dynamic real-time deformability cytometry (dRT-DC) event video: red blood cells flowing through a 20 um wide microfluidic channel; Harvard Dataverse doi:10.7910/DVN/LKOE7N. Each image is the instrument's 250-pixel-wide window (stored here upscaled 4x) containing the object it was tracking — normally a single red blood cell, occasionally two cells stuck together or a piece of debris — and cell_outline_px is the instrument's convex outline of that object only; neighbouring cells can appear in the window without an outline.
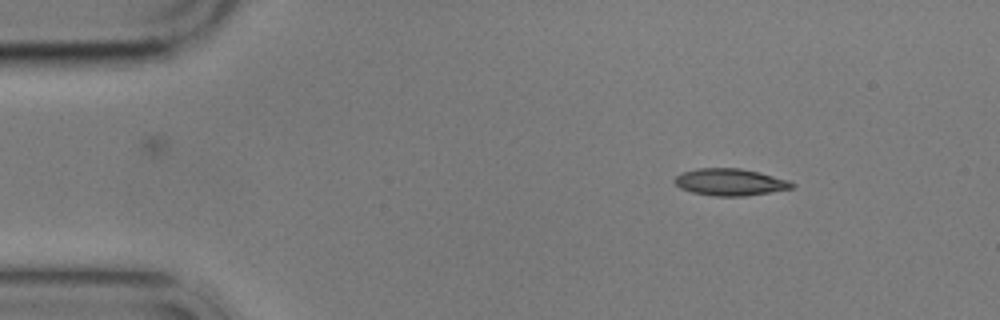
{"species": "common noctule bat (a hibernating species)", "species_latin": "Nyctalus noctula", "temperature_condition": "cold", "stored_images_in_passage": 7, "camera_frame_rate_fps": 3000, "um_per_image_px": 0.085, "animal": {"sex": "male", "body_mass_g": 17.9}, "frame": {"image": 1, "passage_image": 1, "time_ms": 0.0, "image_size_px": [1000, 320], "cell_outline_px": [[796, 184], [792, 188], [744, 196], [712, 196], [692, 192], [680, 188], [672, 180], [676, 176], [684, 172], [696, 168], [740, 168], [760, 172], [788, 180]], "centroid_in_image_um": [62.04, 15.47], "position_along_channel_um": 23.0, "area_um2": 18.38}}
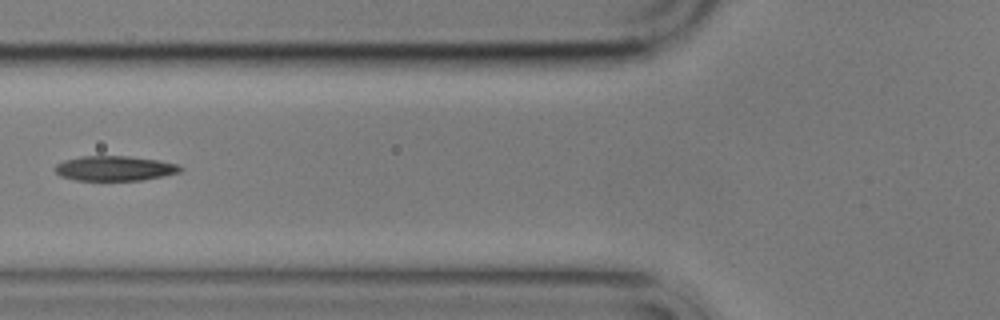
{"frame": {"image": 2, "passage_image": 5, "time_ms": 4.667, "image_size_px": [1000, 320], "cell_outline_px": [[184, 168], [180, 172], [164, 176], [144, 180], [76, 180], [60, 176], [56, 172], [56, 164], [64, 160], [80, 156], [128, 156], [156, 160], [176, 164]], "centroid_in_image_um": [9.75, 14.31], "position_along_channel_um": 116.1, "area_um2": 18.09}}
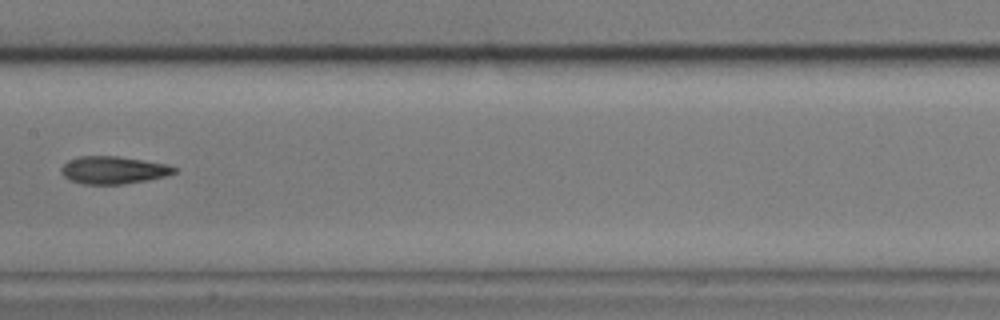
{"frame": {"image": 3, "passage_image": 7, "time_ms": 7.0, "image_size_px": [1000, 320], "cell_outline_px": [[176, 172], [164, 176], [148, 180], [120, 184], [84, 184], [72, 180], [64, 176], [60, 172], [60, 168], [68, 160], [80, 156], [116, 156], [144, 160], [168, 164], [176, 168]], "centroid_in_image_um": [9.63, 14.45], "position_along_channel_um": 197.8, "area_um2": 18.03}}